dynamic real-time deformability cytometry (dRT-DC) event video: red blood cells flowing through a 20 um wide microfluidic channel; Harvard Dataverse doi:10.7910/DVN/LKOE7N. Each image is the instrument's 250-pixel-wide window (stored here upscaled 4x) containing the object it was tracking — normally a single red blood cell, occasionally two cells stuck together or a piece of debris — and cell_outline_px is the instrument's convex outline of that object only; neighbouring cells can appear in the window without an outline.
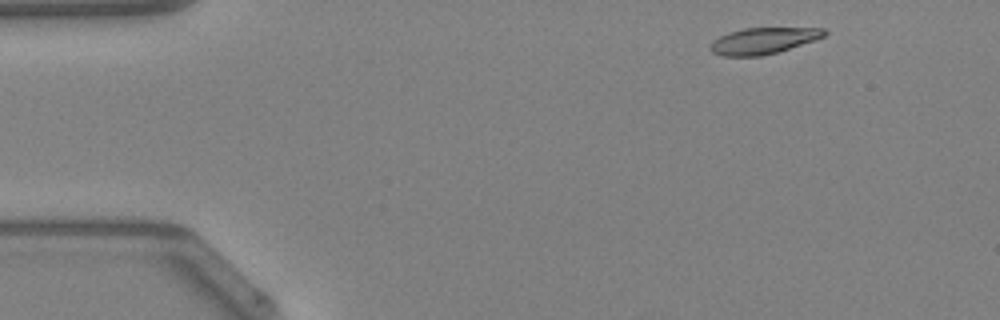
{"species": "Egyptian fruit bat (a non-hibernating species)", "species_latin": "Rousettus aegyptiacus", "temperature_condition": "warm", "stored_images_in_passage": 43, "camera_frame_rate_fps": 3000, "um_per_image_px": 0.085, "animal": {"sex": "female"}, "frame": {"image": 1, "passage_image": 1, "time_ms": 0.0, "image_size_px": [1000, 320], "cell_outline_px": [[828, 32], [824, 36], [776, 52], [760, 56], [724, 56], [712, 52], [708, 48], [720, 36], [728, 32], [744, 28], [824, 28]], "centroid_in_image_um": [64.85, 3.45], "position_along_channel_um": 20.2, "area_um2": 17.05}}
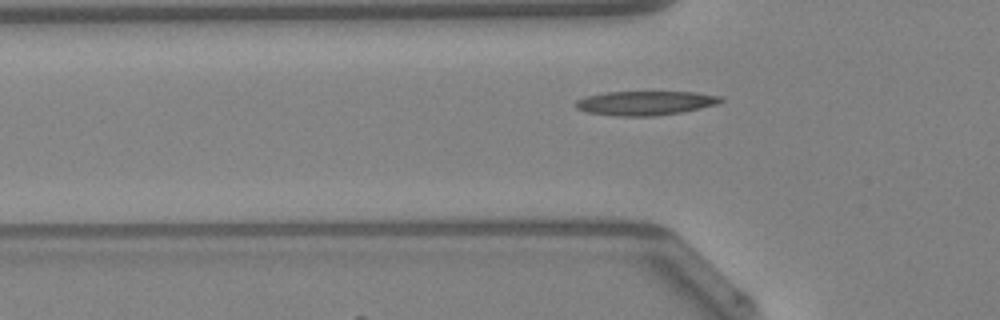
{"frame": {"image": 2, "passage_image": 11, "time_ms": 3.333, "image_size_px": [1000, 320], "cell_outline_px": [[724, 100], [716, 104], [700, 108], [680, 112], [652, 116], [620, 116], [588, 112], [576, 108], [572, 104], [576, 100], [584, 96], [604, 92], [696, 92], [720, 96]], "centroid_in_image_um": [54.79, 8.75], "position_along_channel_um": 71.0, "area_um2": 20.4}}
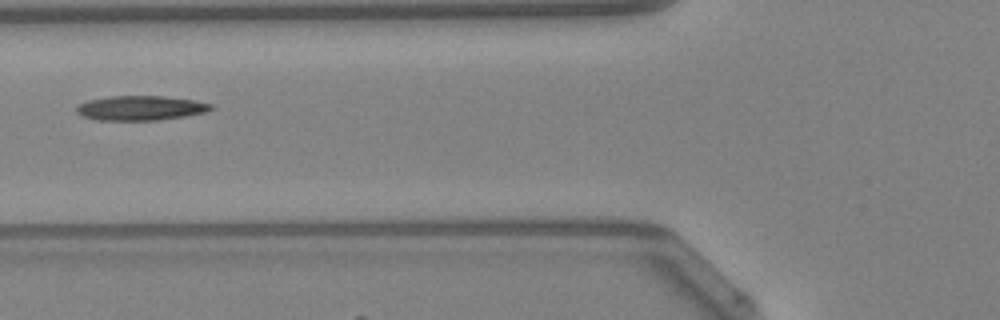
{"frame": {"image": 3, "passage_image": 14, "time_ms": 4.333, "image_size_px": [1000, 320], "cell_outline_px": [[216, 108], [208, 112], [184, 116], [156, 120], [96, 120], [84, 116], [76, 112], [76, 108], [80, 104], [88, 100], [112, 96], [164, 96], [196, 100], [212, 104]], "centroid_in_image_um": [12.01, 9.18], "position_along_channel_um": 113.8, "area_um2": 19.31}, "authors_computed_cell_mechanics": {"area_um2": 18.4382, "velocity_mm_per_s": 4.2574, "shape_relaxation_time_tau1_ms": 9.9017, "shape_relaxation_time_tau2_ms": 6.7399, "deformation_change_tau1": 0.2241, "deformation_change_tau2": 0.1579}}